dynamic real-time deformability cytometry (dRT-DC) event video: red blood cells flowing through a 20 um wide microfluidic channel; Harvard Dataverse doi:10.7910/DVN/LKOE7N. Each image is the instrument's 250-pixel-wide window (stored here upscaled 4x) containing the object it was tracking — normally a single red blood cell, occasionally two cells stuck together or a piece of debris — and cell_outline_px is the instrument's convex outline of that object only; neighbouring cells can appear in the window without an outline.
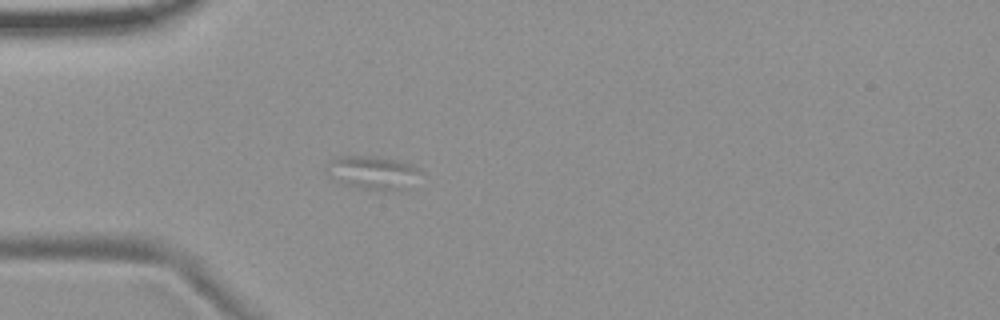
{"species": "common noctule bat (a hibernating species)", "species_latin": "Nyctalus noctula", "temperature_condition": "room temperature", "stored_images_in_passage": 41, "camera_frame_rate_fps": 3000, "um_per_image_px": 0.085, "animal": {"sex": "female", "body_mass_g": 19.9}, "frame": {"image": 1, "passage_image": 1, "time_ms": 0.0, "image_size_px": [1000, 320], "cell_outline_px": [[424, 172], [400, 192], [384, 192], [360, 188], [344, 184], [328, 176], [324, 168], [328, 164], [340, 156], [368, 156], [392, 160], [412, 164], [420, 168]], "centroid_in_image_um": [31.71, 14.71], "position_along_channel_um": 53.3, "area_um2": 18.44}}
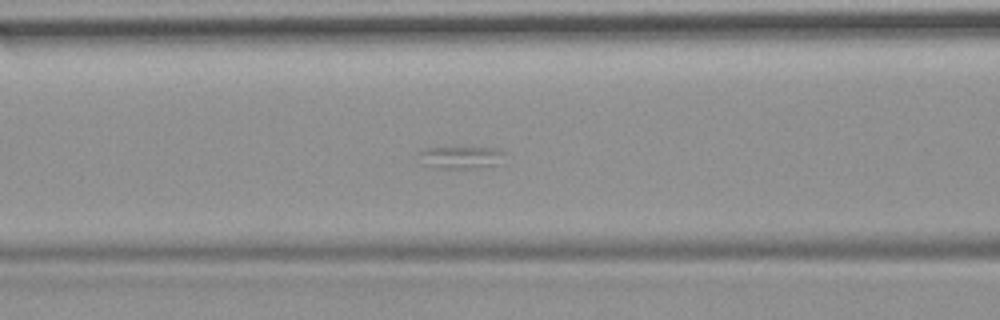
{"frame": {"image": 2, "passage_image": 8, "time_ms": 2.333, "image_size_px": [1000, 320], "cell_outline_px": [[508, 152], [500, 164], [476, 168], [436, 168], [420, 164], [420, 152], [424, 148], [500, 148]], "centroid_in_image_um": [39.24, 13.38], "position_along_channel_um": 127.4, "area_um2": 11.39}}
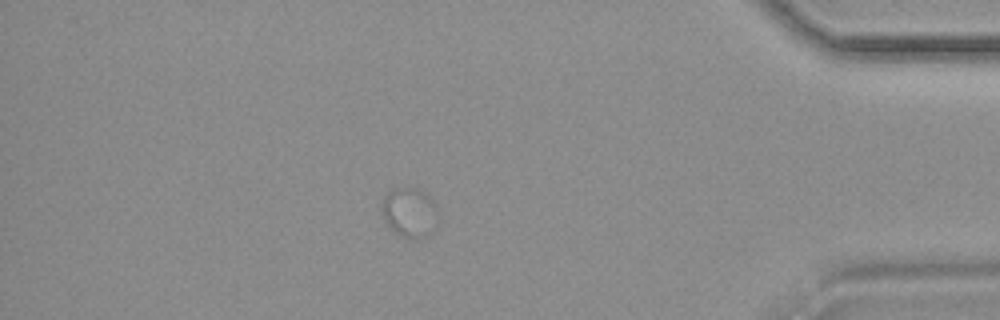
{"frame": {"image": 3, "passage_image": 34, "time_ms": 11.0, "image_size_px": [1000, 320], "cell_outline_px": [[436, 228], [428, 236], [420, 240], [416, 240], [400, 236], [384, 220], [380, 212], [380, 204], [384, 196], [388, 192], [396, 188], [416, 188], [424, 192], [432, 200]], "centroid_in_image_um": [34.75, 18.09], "position_along_channel_um": 400.4, "area_um2": 16.18}}